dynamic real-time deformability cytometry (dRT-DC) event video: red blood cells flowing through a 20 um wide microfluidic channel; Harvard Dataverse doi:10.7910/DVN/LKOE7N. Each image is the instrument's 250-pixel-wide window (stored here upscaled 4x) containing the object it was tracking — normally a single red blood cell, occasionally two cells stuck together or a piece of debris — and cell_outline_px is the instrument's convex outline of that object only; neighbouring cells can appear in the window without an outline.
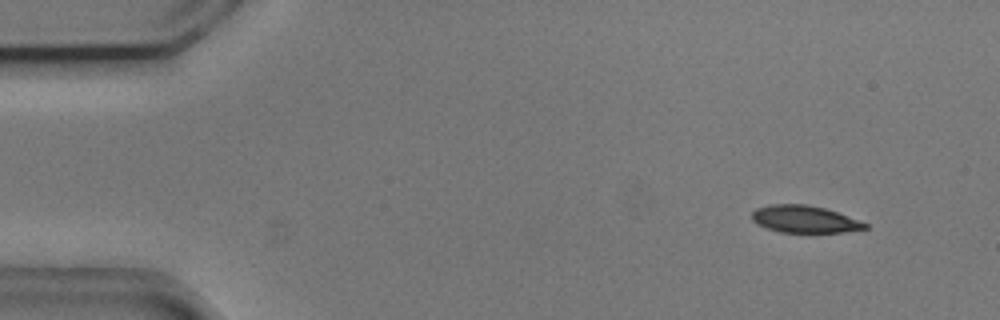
{"species": "common noctule bat (a hibernating species)", "species_latin": "Nyctalus noctula", "temperature_condition": "cold", "stored_images_in_passage": 54, "camera_frame_rate_fps": 3000, "um_per_image_px": 0.085, "animal": {"sex": "male", "body_mass_g": 20.5, "forearm_length_mm": 52.5}, "frame": {"image": 1, "passage_image": 5, "time_ms": 1.333, "image_size_px": [1000, 320], "cell_outline_px": [[868, 228], [844, 232], [780, 232], [756, 224], [752, 220], [752, 212], [756, 208], [768, 204], [808, 204], [824, 208], [836, 212], [868, 224]], "centroid_in_image_um": [68.34, 18.62], "position_along_channel_um": 16.7, "area_um2": 17.8}}
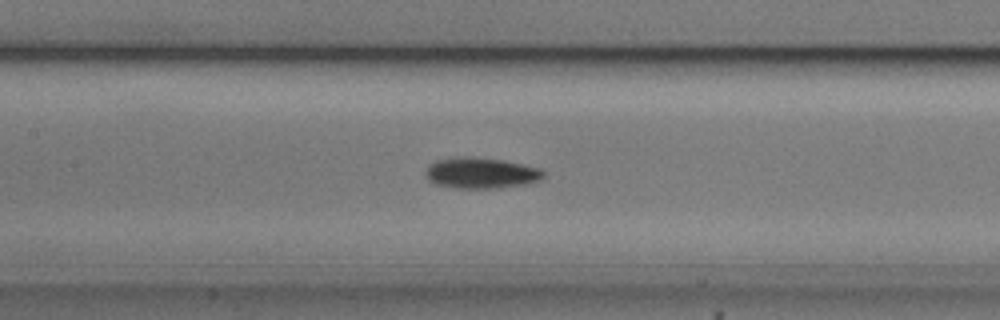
{"frame": {"image": 2, "passage_image": 25, "time_ms": 8.0, "image_size_px": [1000, 320], "cell_outline_px": [[544, 176], [540, 180], [528, 184], [492, 188], [452, 188], [436, 184], [428, 180], [424, 172], [428, 164], [436, 160], [452, 156], [472, 156], [504, 160], [540, 168], [544, 172]], "centroid_in_image_um": [40.84, 14.69], "position_along_channel_um": 166.6, "area_um2": 21.62}}
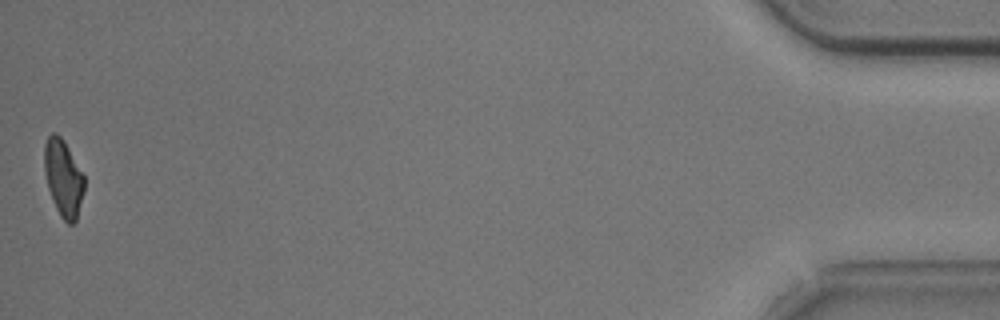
{"frame": {"image": 3, "passage_image": 54, "time_ms": 17.667, "image_size_px": [1000, 320], "cell_outline_px": [[84, 192], [76, 220], [72, 224], [68, 224], [60, 216], [52, 200], [48, 188], [44, 172], [44, 144], [48, 136], [52, 132], [56, 132], [64, 140], [84, 176]], "centroid_in_image_um": [5.37, 15.12], "position_along_channel_um": 429.8, "area_um2": 17.92}, "authors_computed_cell_mechanics": {"area_um2": 19.1896, "velocity_mm_per_s": 3.7095, "shape_relaxation_time_tau1_ms": 2.9943, "shape_relaxation_time_tau2_ms": null, "deformation_change_tau1": 0.1179, "deformation_change_tau2": null}}